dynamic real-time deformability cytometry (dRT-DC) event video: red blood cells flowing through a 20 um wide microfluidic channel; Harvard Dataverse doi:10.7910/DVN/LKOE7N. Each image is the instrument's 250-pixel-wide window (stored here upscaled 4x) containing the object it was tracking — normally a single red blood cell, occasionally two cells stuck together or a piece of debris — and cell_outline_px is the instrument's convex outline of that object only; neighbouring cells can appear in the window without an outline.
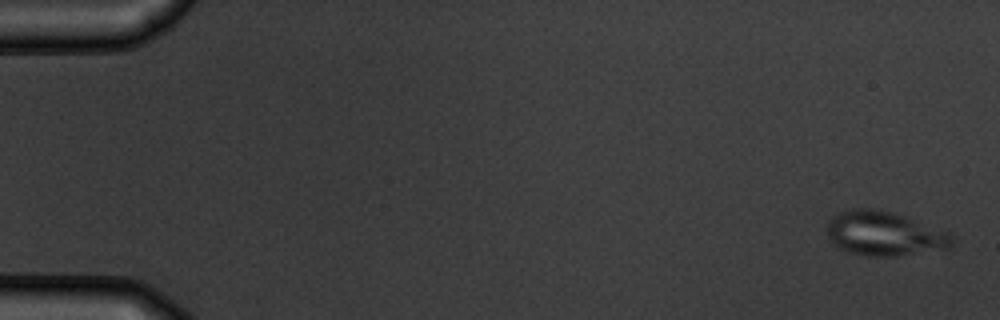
{"species": "common noctule bat (a hibernating species)", "species_latin": "Nyctalus noctula", "temperature_condition": "warm", "stored_images_in_passage": 5, "camera_frame_rate_fps": 3000, "um_per_image_px": 0.085, "animal": {"sex": "male", "body_mass_g": 19.5, "forearm_length_mm": 54.6}, "frame": {"image": 1, "passage_image": 1, "time_ms": 0.0, "image_size_px": [1000, 320], "cell_outline_px": [[952, 248], [896, 256], [864, 256], [848, 252], [832, 244], [828, 236], [828, 220], [832, 216], [848, 208], [880, 208], [952, 232]], "centroid_in_image_um": [75.18, 19.85], "position_along_channel_um": 9.8, "area_um2": 32.77}}